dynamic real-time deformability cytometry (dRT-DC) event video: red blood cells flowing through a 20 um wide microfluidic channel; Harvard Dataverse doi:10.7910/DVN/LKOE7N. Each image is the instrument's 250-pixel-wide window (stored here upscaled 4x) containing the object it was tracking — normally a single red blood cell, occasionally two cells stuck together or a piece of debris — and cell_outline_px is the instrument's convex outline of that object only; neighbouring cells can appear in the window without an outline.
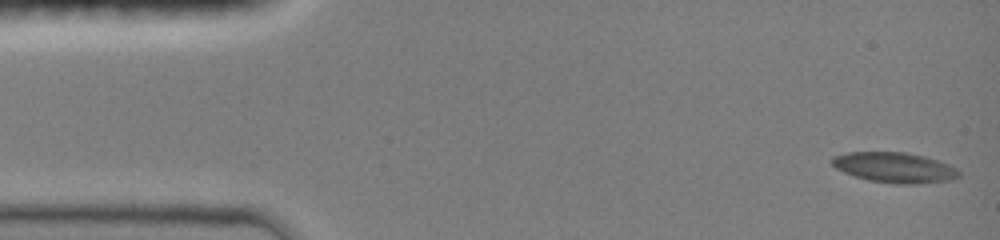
{"species": "common noctule bat (a hibernating species)", "species_latin": "Nyctalus noctula", "temperature_condition": "room temperature", "stored_images_in_passage": 7, "camera_frame_rate_fps": 3000, "um_per_image_px": 0.085, "animal": {"sex": "female", "body_mass_g": 19.0, "forearm_length_mm": 51.5}, "frame": {"image": 1, "passage_image": 1, "time_ms": 0.0, "image_size_px": [1000, 240], "cell_outline_px": [[960, 176], [952, 180], [920, 184], [896, 184], [868, 180], [844, 172], [836, 168], [828, 160], [832, 156], [848, 152], [904, 152], [924, 156], [948, 164], [956, 168], [960, 172]], "centroid_in_image_um": [76.03, 14.24], "position_along_channel_um": 9.0, "area_um2": 22.54}}
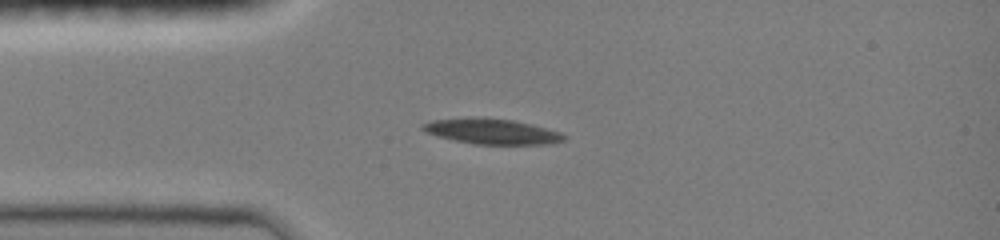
{"frame": {"image": 2, "passage_image": 6, "time_ms": 3.333, "image_size_px": [1000, 240], "cell_outline_px": [[568, 136], [564, 140], [552, 144], [472, 144], [436, 136], [424, 132], [420, 128], [420, 124], [432, 120], [472, 116], [484, 116], [512, 120], [532, 124], [560, 132]], "centroid_in_image_um": [41.76, 11.15], "position_along_channel_um": 43.2, "area_um2": 21.44}}